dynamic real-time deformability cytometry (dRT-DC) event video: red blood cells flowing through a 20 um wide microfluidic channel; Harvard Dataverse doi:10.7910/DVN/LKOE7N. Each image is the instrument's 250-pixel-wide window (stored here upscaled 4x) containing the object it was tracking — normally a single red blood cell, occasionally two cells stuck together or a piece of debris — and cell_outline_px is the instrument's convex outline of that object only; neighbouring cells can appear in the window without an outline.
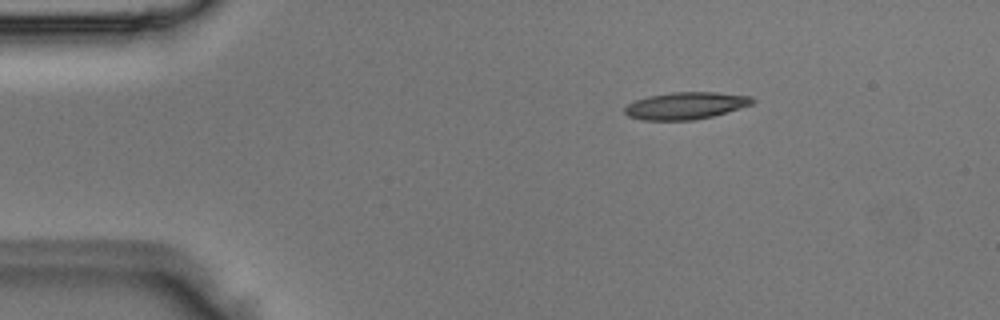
{"species": "Egyptian fruit bat (a non-hibernating species)", "species_latin": "Rousettus aegyptiacus", "temperature_condition": "room temperature", "stored_images_in_passage": 7, "camera_frame_rate_fps": 3000, "um_per_image_px": 0.085, "animal": {"sex": "male"}, "frame": {"image": 1, "passage_image": 2, "time_ms": 0.333, "image_size_px": [1000, 320], "cell_outline_px": [[756, 100], [752, 104], [712, 116], [696, 120], [644, 120], [628, 116], [624, 112], [624, 108], [628, 104], [636, 100], [648, 96], [672, 92], [716, 92], [752, 96]], "centroid_in_image_um": [58.29, 8.98], "position_along_channel_um": 26.7, "area_um2": 20.11}}
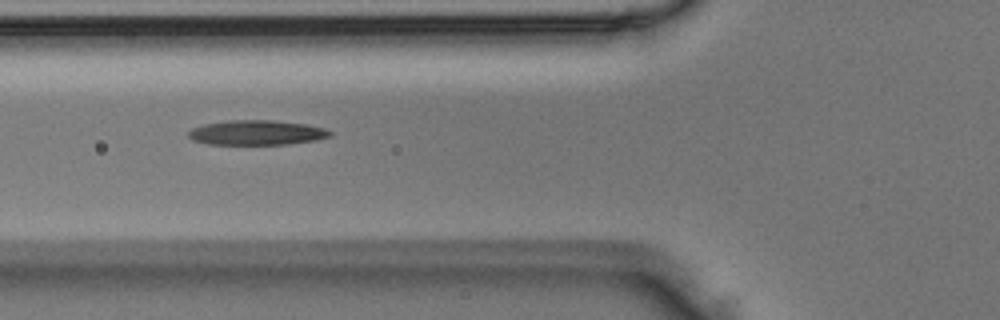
{"frame": {"image": 2, "passage_image": 5, "time_ms": 1.333, "image_size_px": [1000, 320], "cell_outline_px": [[332, 136], [316, 140], [288, 144], [208, 144], [192, 140], [188, 136], [188, 132], [192, 128], [204, 124], [228, 120], [272, 120], [308, 124], [324, 128], [332, 132]], "centroid_in_image_um": [21.83, 11.27], "position_along_channel_um": 104.0, "area_um2": 20.52}}
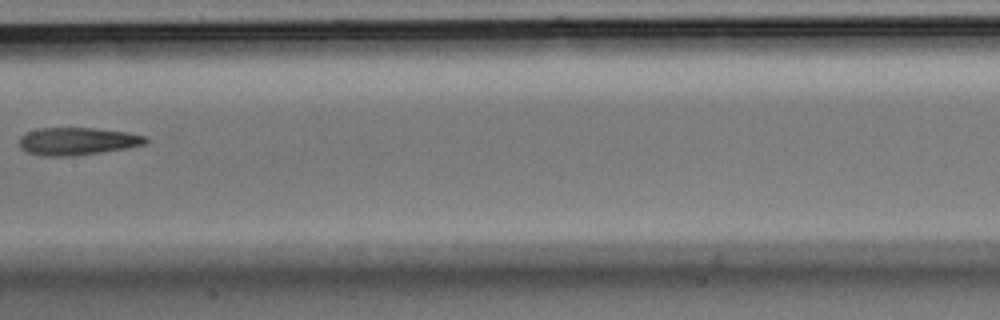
{"frame": {"image": 3, "passage_image": 7, "time_ms": 2.0, "image_size_px": [1000, 320], "cell_outline_px": [[148, 140], [144, 144], [128, 148], [76, 156], [40, 156], [28, 152], [20, 148], [20, 136], [28, 132], [40, 128], [92, 128], [128, 132], [148, 136]], "centroid_in_image_um": [6.6, 12.01], "position_along_channel_um": 200.8, "area_um2": 20.4}}